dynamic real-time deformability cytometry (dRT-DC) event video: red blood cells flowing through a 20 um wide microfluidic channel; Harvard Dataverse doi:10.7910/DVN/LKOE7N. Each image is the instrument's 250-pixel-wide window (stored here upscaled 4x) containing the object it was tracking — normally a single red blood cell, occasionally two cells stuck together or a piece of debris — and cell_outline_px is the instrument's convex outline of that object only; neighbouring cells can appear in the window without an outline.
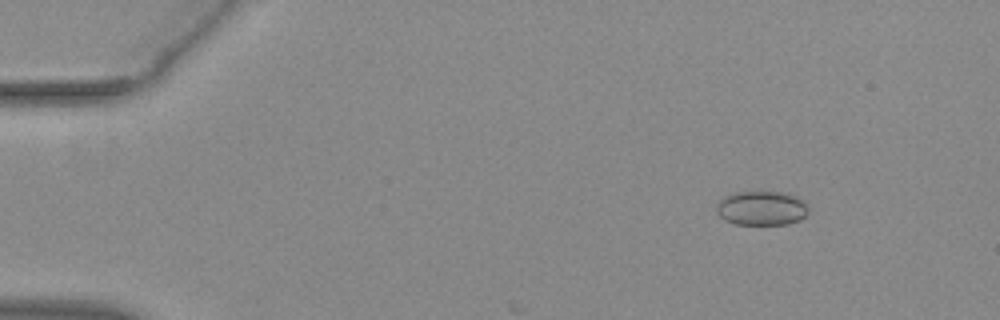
{"species": "common noctule bat (a hibernating species)", "species_latin": "Nyctalus noctula", "temperature_condition": "warm", "stored_images_in_passage": 5, "camera_frame_rate_fps": 3000, "um_per_image_px": 0.085, "animal": {"sex": "female", "body_mass_g": 29.2, "forearm_length_mm": 56.3}, "frame": {"image": 1, "passage_image": 1, "time_ms": 0.0, "image_size_px": [1000, 320], "cell_outline_px": [[808, 212], [800, 220], [788, 224], [736, 224], [724, 220], [716, 212], [716, 208], [720, 200], [724, 196], [736, 192], [788, 192], [804, 200], [808, 204]], "centroid_in_image_um": [64.76, 17.69], "position_along_channel_um": 20.2, "area_um2": 18.55}}